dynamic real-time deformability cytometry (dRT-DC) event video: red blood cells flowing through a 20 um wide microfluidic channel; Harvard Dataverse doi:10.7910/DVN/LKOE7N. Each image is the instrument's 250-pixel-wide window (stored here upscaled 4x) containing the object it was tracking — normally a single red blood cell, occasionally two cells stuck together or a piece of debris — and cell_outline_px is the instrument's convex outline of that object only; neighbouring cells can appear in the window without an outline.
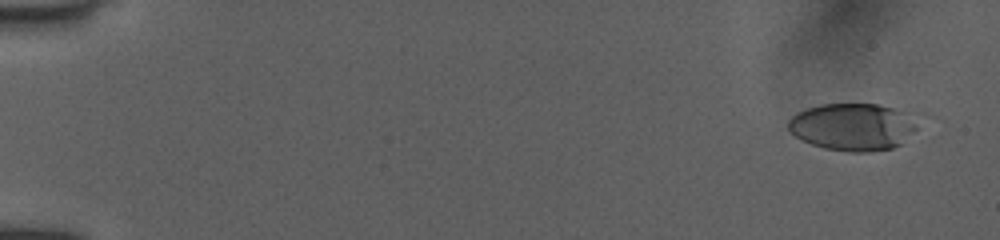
{"species": "human", "species_latin": "Homo sapiens", "temperature_condition": "room temperature", "stored_images_in_passage": 25, "camera_frame_rate_fps": 3000, "um_per_image_px": 0.085, "donor": {"sex": "female"}, "frame": {"image": 1, "passage_image": 1, "time_ms": 0.0, "image_size_px": [1000, 240], "cell_outline_px": [[928, 116], [900, 144], [892, 148], [868, 152], [848, 152], [824, 148], [812, 144], [796, 136], [788, 128], [788, 120], [792, 116], [808, 108], [820, 104], [876, 104], [924, 112]], "centroid_in_image_um": [72.7, 10.74], "position_along_channel_um": 12.3, "area_um2": 36.82}}
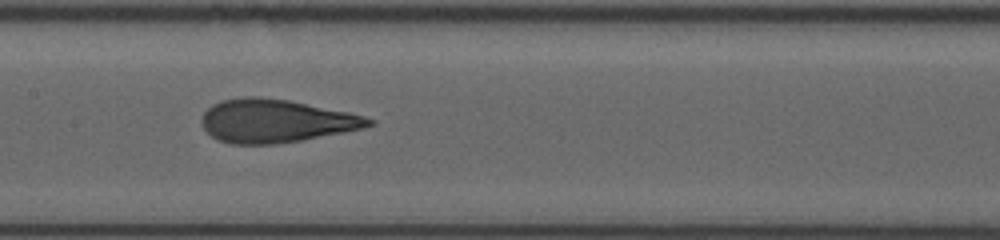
{"frame": {"image": 2, "passage_image": 11, "time_ms": 8.333, "image_size_px": [1000, 240], "cell_outline_px": [[376, 124], [364, 128], [300, 140], [272, 144], [228, 144], [216, 140], [200, 124], [200, 120], [204, 112], [212, 104], [220, 100], [244, 96], [260, 96], [288, 100], [348, 112], [364, 116], [376, 120]], "centroid_in_image_um": [23.4, 10.27], "position_along_channel_um": 184.0, "area_um2": 42.19}}
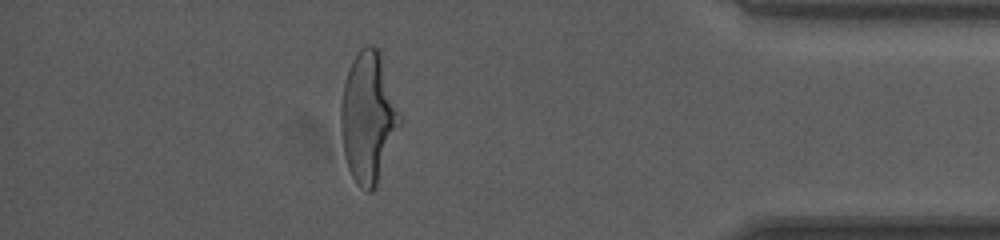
{"frame": {"image": 3, "passage_image": 22, "time_ms": 14.667, "image_size_px": [1000, 240], "cell_outline_px": [[400, 124], [376, 188], [372, 192], [368, 192], [360, 188], [356, 184], [348, 168], [344, 156], [340, 128], [340, 108], [344, 80], [352, 60], [360, 48], [364, 44], [372, 44], [380, 52], [400, 116]], "centroid_in_image_um": [31.26, 10.0], "position_along_channel_um": 403.9, "area_um2": 44.74}, "authors_computed_cell_mechanics": {"area_um2": 41.5582, "velocity_mm_per_s": 3.9933, "shape_relaxation_time_tau1_ms": 6.9102, "shape_relaxation_time_tau2_ms": 0.7625, "deformation_change_tau1": 0.2621, "deformation_change_tau2": 0.0944}}